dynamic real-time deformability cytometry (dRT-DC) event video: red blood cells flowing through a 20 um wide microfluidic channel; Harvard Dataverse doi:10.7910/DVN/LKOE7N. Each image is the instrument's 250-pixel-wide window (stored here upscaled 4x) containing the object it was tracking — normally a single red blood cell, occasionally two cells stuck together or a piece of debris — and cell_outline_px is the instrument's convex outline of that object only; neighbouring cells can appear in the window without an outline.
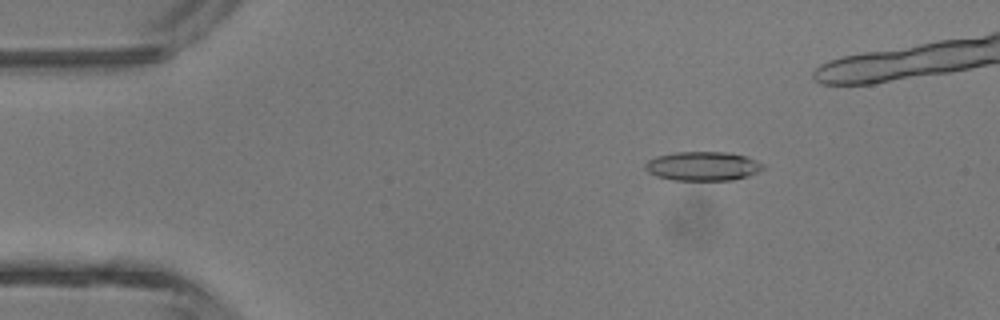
{"species": "common noctule bat (a hibernating species)", "species_latin": "Nyctalus noctula", "temperature_condition": "room temperature", "stored_images_in_passage": 7, "segment_of_instrument_passage": [1, 2], "camera_frame_rate_fps": 3000, "um_per_image_px": 0.085, "animal": {"sex": "male", "body_mass_g": 13.3}, "frame": {"image": 1, "passage_image": 2, "time_ms": 1.333, "image_size_px": [1000, 320], "cell_outline_px": [[768, 168], [748, 176], [732, 180], [672, 180], [656, 176], [648, 172], [644, 168], [644, 164], [648, 160], [656, 156], [676, 152], [728, 152], [748, 156], [764, 164]], "centroid_in_image_um": [59.77, 14.12], "position_along_channel_um": 25.2, "area_um2": 20.29}}
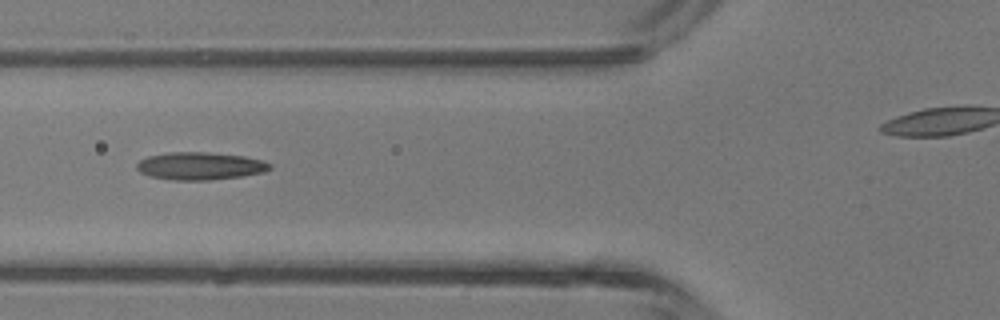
{"frame": {"image": 2, "passage_image": 5, "time_ms": 4.667, "image_size_px": [1000, 320], "cell_outline_px": [[272, 168], [264, 172], [240, 176], [212, 180], [172, 180], [148, 176], [140, 172], [136, 168], [136, 164], [140, 160], [148, 156], [168, 152], [208, 152], [244, 156], [264, 160], [272, 164]], "centroid_in_image_um": [17.01, 14.11], "position_along_channel_um": 108.8, "area_um2": 21.62}}
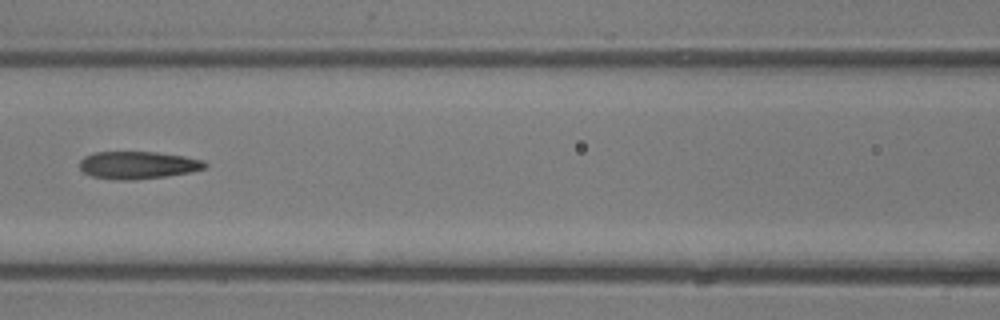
{"frame": {"image": 3, "passage_image": 6, "time_ms": 5.667, "image_size_px": [1000, 320], "cell_outline_px": [[208, 164], [204, 168], [188, 172], [164, 176], [132, 180], [116, 180], [92, 176], [84, 172], [80, 168], [80, 160], [84, 156], [92, 152], [156, 152], [184, 156], [204, 160]], "centroid_in_image_um": [11.69, 14.02], "position_along_channel_um": 154.9, "area_um2": 20.0}}